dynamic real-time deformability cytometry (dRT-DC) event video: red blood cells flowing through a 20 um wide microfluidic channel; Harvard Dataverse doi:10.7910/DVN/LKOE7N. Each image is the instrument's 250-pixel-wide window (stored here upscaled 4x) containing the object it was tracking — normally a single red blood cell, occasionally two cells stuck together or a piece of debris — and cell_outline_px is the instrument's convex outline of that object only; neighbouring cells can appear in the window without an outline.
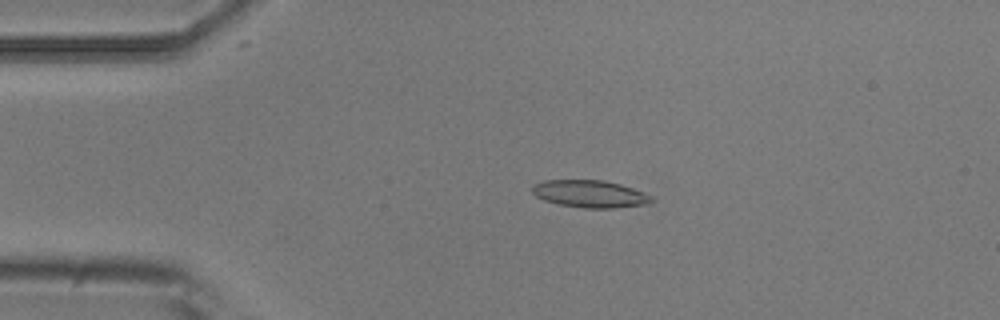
{"species": "common noctule bat (a hibernating species)", "species_latin": "Nyctalus noctula", "temperature_condition": "room temperature", "stored_images_in_passage": 4, "camera_frame_rate_fps": 3000, "um_per_image_px": 0.085, "animal": {"sex": "male", "body_mass_g": 20.5, "forearm_length_mm": 52.5}, "frame": {"image": 1, "passage_image": 3, "time_ms": 2.333, "image_size_px": [1000, 320], "cell_outline_px": [[656, 200], [652, 204], [612, 208], [584, 208], [560, 204], [544, 200], [536, 196], [532, 192], [532, 184], [544, 180], [604, 180], [620, 184], [644, 192], [652, 196]], "centroid_in_image_um": [50.19, 16.48], "position_along_channel_um": 34.8, "area_um2": 19.19}}